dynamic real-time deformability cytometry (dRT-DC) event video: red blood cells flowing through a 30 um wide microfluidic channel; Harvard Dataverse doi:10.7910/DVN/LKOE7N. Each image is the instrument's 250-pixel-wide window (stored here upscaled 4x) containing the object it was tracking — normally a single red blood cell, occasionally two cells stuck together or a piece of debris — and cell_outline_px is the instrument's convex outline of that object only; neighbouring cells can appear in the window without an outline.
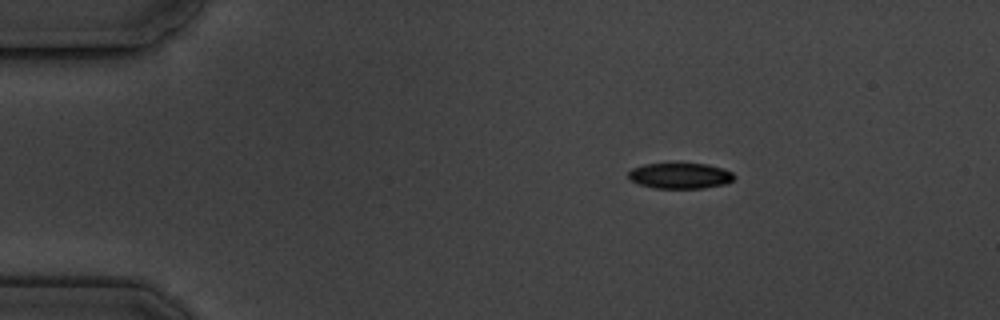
{"species": "common noctule bat (a hibernating species)", "species_latin": "Nyctalus noctula", "temperature_condition": "cold", "stored_images_in_passage": 3, "camera_frame_rate_fps": 3000, "um_per_image_px": 0.085, "animal": {"sex": "male", "body_mass_g": 19.5, "forearm_length_mm": 54.6}, "frame": {"image": 1, "passage_image": 1, "time_ms": 0.0, "image_size_px": [1000, 320], "cell_outline_px": [[736, 176], [728, 184], [704, 188], [656, 188], [640, 184], [632, 180], [628, 176], [628, 172], [632, 168], [644, 164], [708, 164], [724, 168], [732, 172]], "centroid_in_image_um": [57.86, 14.94], "position_along_channel_um": 27.1, "area_um2": 15.84}}